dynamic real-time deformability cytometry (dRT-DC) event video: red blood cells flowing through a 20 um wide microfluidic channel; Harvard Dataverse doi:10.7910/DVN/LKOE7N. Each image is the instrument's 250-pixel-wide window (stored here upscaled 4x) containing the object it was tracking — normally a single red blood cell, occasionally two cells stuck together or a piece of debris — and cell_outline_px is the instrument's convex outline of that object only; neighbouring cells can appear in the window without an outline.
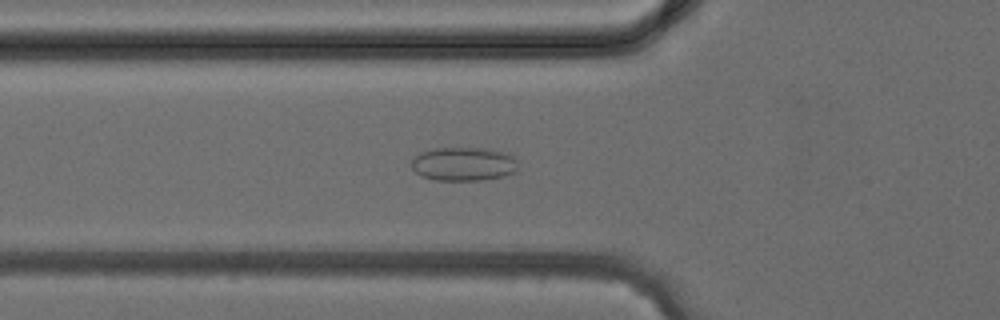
{"species": "common noctule bat (a hibernating species)", "species_latin": "Nyctalus noctula", "temperature_condition": "cold", "stored_images_in_passage": 30, "camera_frame_rate_fps": 3000, "um_per_image_px": 0.085, "animal": {"sex": "female", "body_mass_g": 24.6, "forearm_length_mm": 56.2}, "frame": {"image": 1, "passage_image": 5, "time_ms": 1.333, "image_size_px": [1000, 320], "cell_outline_px": [[516, 172], [500, 176], [480, 180], [436, 180], [424, 176], [416, 172], [412, 168], [412, 160], [420, 152], [432, 148], [492, 148], [508, 152], [516, 160]], "centroid_in_image_um": [39.42, 13.91], "position_along_channel_um": 86.4, "area_um2": 20.92}}
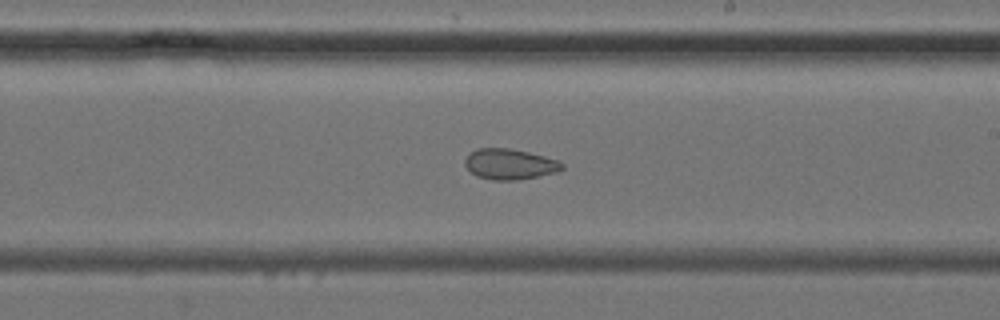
{"frame": {"image": 2, "passage_image": 14, "time_ms": 4.333, "image_size_px": [1000, 320], "cell_outline_px": [[564, 168], [560, 172], [516, 180], [492, 180], [476, 176], [464, 164], [464, 160], [476, 148], [508, 148], [528, 152], [560, 160], [564, 164]], "centroid_in_image_um": [43.37, 13.96], "position_along_channel_um": 245.6, "area_um2": 17.4}}
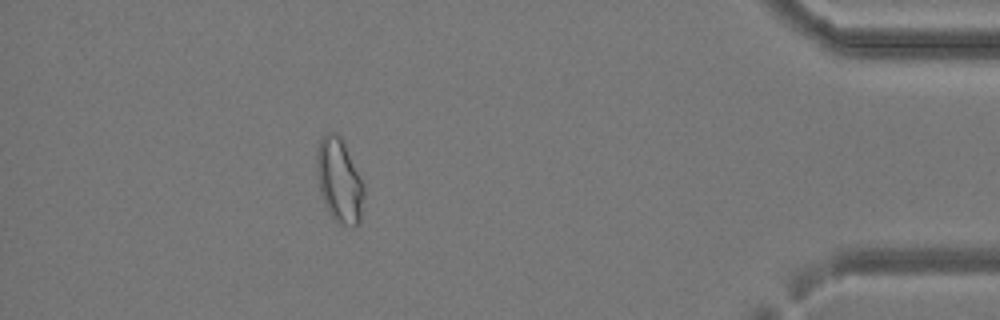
{"frame": {"image": 3, "passage_image": 26, "time_ms": 8.333, "image_size_px": [1000, 320], "cell_outline_px": [[364, 196], [360, 220], [356, 228], [352, 228], [340, 224], [332, 216], [324, 204], [320, 192], [316, 168], [316, 148], [320, 140], [328, 132], [336, 132], [340, 136], [364, 184]], "centroid_in_image_um": [28.84, 15.37], "position_along_channel_um": 406.4, "area_um2": 23.18}}